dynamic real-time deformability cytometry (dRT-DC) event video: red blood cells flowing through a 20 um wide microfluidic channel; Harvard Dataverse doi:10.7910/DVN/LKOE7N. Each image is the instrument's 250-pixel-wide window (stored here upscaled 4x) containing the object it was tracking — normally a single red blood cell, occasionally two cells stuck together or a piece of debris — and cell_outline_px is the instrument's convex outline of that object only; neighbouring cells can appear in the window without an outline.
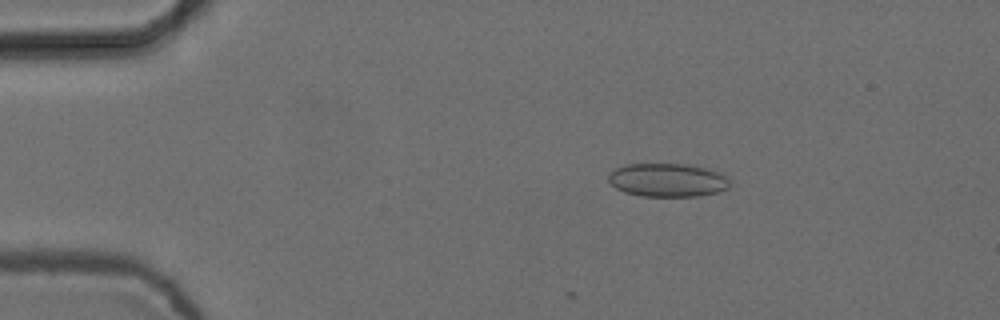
{"species": "common noctule bat (a hibernating species)", "species_latin": "Nyctalus noctula", "temperature_condition": "cold", "stored_images_in_passage": 5, "camera_frame_rate_fps": 3000, "um_per_image_px": 0.085, "animal": {"sex": "female", "body_mass_g": 24.6, "forearm_length_mm": 56.2}, "frame": {"image": 1, "passage_image": 2, "time_ms": 0.333, "image_size_px": [1000, 320], "cell_outline_px": [[732, 184], [728, 188], [720, 192], [700, 196], [640, 196], [624, 192], [616, 188], [608, 180], [608, 172], [624, 164], [684, 164], [708, 168], [720, 172], [728, 176], [732, 180]], "centroid_in_image_um": [56.79, 15.3], "position_along_channel_um": 28.2, "area_um2": 24.16}}